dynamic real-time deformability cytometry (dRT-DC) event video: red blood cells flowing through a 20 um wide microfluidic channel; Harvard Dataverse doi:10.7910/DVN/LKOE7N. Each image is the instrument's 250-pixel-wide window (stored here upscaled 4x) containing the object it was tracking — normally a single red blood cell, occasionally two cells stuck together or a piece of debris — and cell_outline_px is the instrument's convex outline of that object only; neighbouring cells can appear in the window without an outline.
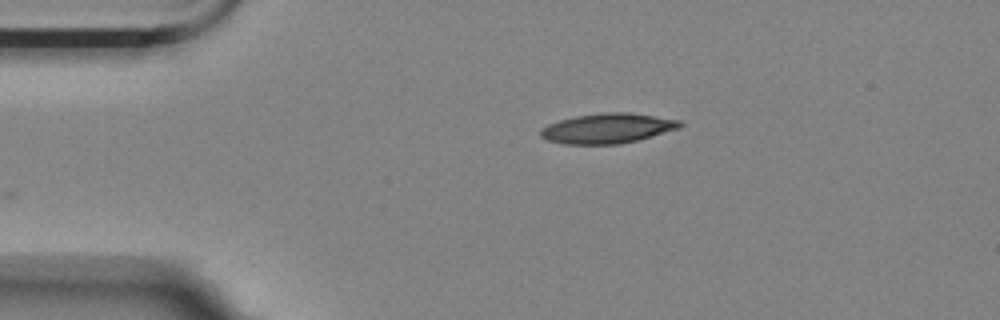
{"species": "Egyptian fruit bat (a non-hibernating species)", "species_latin": "Rousettus aegyptiacus", "temperature_condition": "room temperature", "stored_images_in_passage": 41, "camera_frame_rate_fps": 3000, "um_per_image_px": 0.085, "animal": {"sex": "female"}, "frame": {"image": 1, "passage_image": 1, "time_ms": 0.0, "image_size_px": [1000, 320], "cell_outline_px": [[684, 124], [680, 128], [652, 136], [620, 144], [564, 144], [548, 140], [540, 136], [540, 128], [548, 124], [560, 120], [576, 116], [604, 112], [628, 112], [680, 120]], "centroid_in_image_um": [51.64, 10.91], "position_along_channel_um": 33.4, "area_um2": 24.28}}
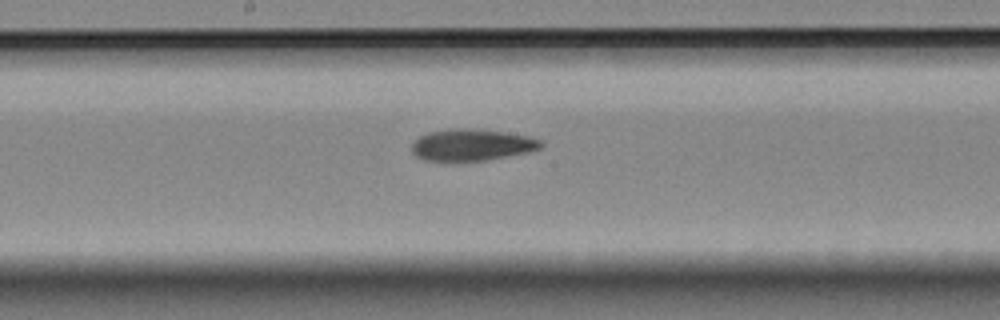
{"frame": {"image": 2, "passage_image": 19, "time_ms": 6.0, "image_size_px": [1000, 320], "cell_outline_px": [[544, 144], [540, 148], [528, 152], [484, 160], [424, 160], [416, 156], [412, 152], [412, 144], [420, 136], [428, 132], [448, 128], [476, 128], [532, 136], [544, 140]], "centroid_in_image_um": [40.14, 12.28], "position_along_channel_um": 208.1, "area_um2": 23.87}}
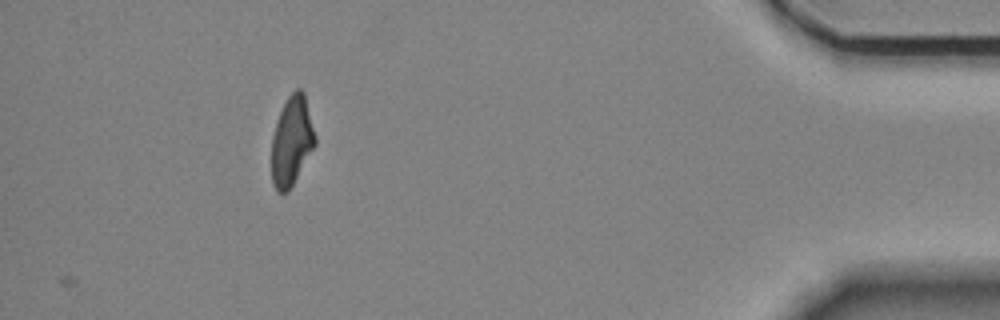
{"frame": {"image": 3, "passage_image": 41, "time_ms": 13.333, "image_size_px": [1000, 320], "cell_outline_px": [[316, 144], [288, 192], [280, 192], [272, 184], [272, 136], [276, 120], [288, 96], [296, 88], [300, 88], [304, 92], [316, 136]], "centroid_in_image_um": [24.8, 11.96], "position_along_channel_um": 410.4, "area_um2": 22.54}, "authors_computed_cell_mechanics": {"area_um2": 24.0448, "velocity_mm_per_s": 3.5374, "shape_relaxation_time_tau1_ms": null, "shape_relaxation_time_tau2_ms": 5.5531, "deformation_change_tau1": null, "deformation_change_tau2": 0.1429}}